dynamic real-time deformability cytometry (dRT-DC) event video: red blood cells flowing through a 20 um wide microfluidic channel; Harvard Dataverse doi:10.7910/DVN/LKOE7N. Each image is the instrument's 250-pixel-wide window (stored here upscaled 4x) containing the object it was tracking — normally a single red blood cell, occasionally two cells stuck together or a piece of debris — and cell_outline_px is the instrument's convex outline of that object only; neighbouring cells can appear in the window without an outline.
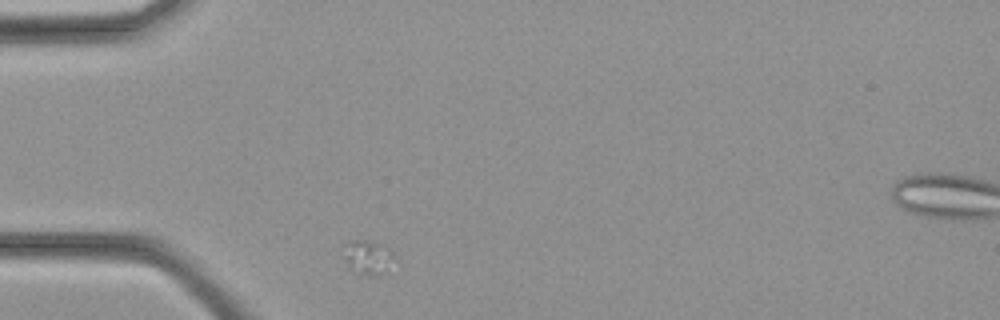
{"species": "common noctule bat (a hibernating species)", "species_latin": "Nyctalus noctula", "temperature_condition": "cold", "stored_images_in_passage": 3, "camera_frame_rate_fps": 3000, "um_per_image_px": 0.085, "animal": {"sex": "female", "body_mass_g": 21.9}, "frame": {"image": 1, "passage_image": 1, "time_ms": 0.0, "image_size_px": [1000, 320], "cell_outline_px": [[396, 260], [392, 276], [368, 276], [360, 272], [348, 264], [344, 256], [348, 240], [368, 240], [384, 244], [396, 256]], "centroid_in_image_um": [31.48, 21.92], "position_along_channel_um": 53.5, "area_um2": 10.69}}